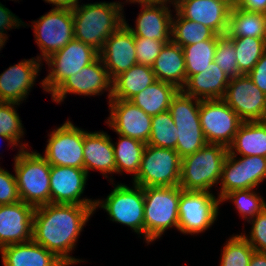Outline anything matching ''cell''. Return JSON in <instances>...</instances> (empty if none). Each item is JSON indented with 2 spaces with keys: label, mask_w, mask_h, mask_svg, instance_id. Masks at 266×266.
Segmentation results:
<instances>
[{
  "label": "cell",
  "mask_w": 266,
  "mask_h": 266,
  "mask_svg": "<svg viewBox=\"0 0 266 266\" xmlns=\"http://www.w3.org/2000/svg\"><path fill=\"white\" fill-rule=\"evenodd\" d=\"M32 23L35 40L42 54L37 58L41 62L74 39L72 9L52 8Z\"/></svg>",
  "instance_id": "11"
},
{
  "label": "cell",
  "mask_w": 266,
  "mask_h": 266,
  "mask_svg": "<svg viewBox=\"0 0 266 266\" xmlns=\"http://www.w3.org/2000/svg\"><path fill=\"white\" fill-rule=\"evenodd\" d=\"M254 251L242 233L233 235L223 246L220 266H249Z\"/></svg>",
  "instance_id": "37"
},
{
  "label": "cell",
  "mask_w": 266,
  "mask_h": 266,
  "mask_svg": "<svg viewBox=\"0 0 266 266\" xmlns=\"http://www.w3.org/2000/svg\"><path fill=\"white\" fill-rule=\"evenodd\" d=\"M240 74L247 75L266 52V39L255 37L232 38Z\"/></svg>",
  "instance_id": "35"
},
{
  "label": "cell",
  "mask_w": 266,
  "mask_h": 266,
  "mask_svg": "<svg viewBox=\"0 0 266 266\" xmlns=\"http://www.w3.org/2000/svg\"><path fill=\"white\" fill-rule=\"evenodd\" d=\"M230 5L232 8L236 7L239 0H221Z\"/></svg>",
  "instance_id": "51"
},
{
  "label": "cell",
  "mask_w": 266,
  "mask_h": 266,
  "mask_svg": "<svg viewBox=\"0 0 266 266\" xmlns=\"http://www.w3.org/2000/svg\"><path fill=\"white\" fill-rule=\"evenodd\" d=\"M221 200L208 191H185L180 188L178 231L198 234L215 223Z\"/></svg>",
  "instance_id": "9"
},
{
  "label": "cell",
  "mask_w": 266,
  "mask_h": 266,
  "mask_svg": "<svg viewBox=\"0 0 266 266\" xmlns=\"http://www.w3.org/2000/svg\"><path fill=\"white\" fill-rule=\"evenodd\" d=\"M174 18L176 19L174 20ZM174 18H172L171 41L180 47L210 40L217 35L209 27L183 18L177 11Z\"/></svg>",
  "instance_id": "33"
},
{
  "label": "cell",
  "mask_w": 266,
  "mask_h": 266,
  "mask_svg": "<svg viewBox=\"0 0 266 266\" xmlns=\"http://www.w3.org/2000/svg\"><path fill=\"white\" fill-rule=\"evenodd\" d=\"M254 190H235L229 192L221 199V202L230 199L229 201L235 204L241 217L249 221L266 207L263 197L259 196Z\"/></svg>",
  "instance_id": "38"
},
{
  "label": "cell",
  "mask_w": 266,
  "mask_h": 266,
  "mask_svg": "<svg viewBox=\"0 0 266 266\" xmlns=\"http://www.w3.org/2000/svg\"><path fill=\"white\" fill-rule=\"evenodd\" d=\"M14 157V171L20 200L34 207L50 204L51 165L36 151L29 152L20 144Z\"/></svg>",
  "instance_id": "3"
},
{
  "label": "cell",
  "mask_w": 266,
  "mask_h": 266,
  "mask_svg": "<svg viewBox=\"0 0 266 266\" xmlns=\"http://www.w3.org/2000/svg\"><path fill=\"white\" fill-rule=\"evenodd\" d=\"M175 11L183 18L212 29L217 35L228 30L231 6L221 0H175Z\"/></svg>",
  "instance_id": "21"
},
{
  "label": "cell",
  "mask_w": 266,
  "mask_h": 266,
  "mask_svg": "<svg viewBox=\"0 0 266 266\" xmlns=\"http://www.w3.org/2000/svg\"><path fill=\"white\" fill-rule=\"evenodd\" d=\"M216 35L210 40H204L197 44L182 47L185 57L186 80L189 76L202 73L215 58L217 39Z\"/></svg>",
  "instance_id": "34"
},
{
  "label": "cell",
  "mask_w": 266,
  "mask_h": 266,
  "mask_svg": "<svg viewBox=\"0 0 266 266\" xmlns=\"http://www.w3.org/2000/svg\"><path fill=\"white\" fill-rule=\"evenodd\" d=\"M35 207L19 201L0 205V249L32 240Z\"/></svg>",
  "instance_id": "20"
},
{
  "label": "cell",
  "mask_w": 266,
  "mask_h": 266,
  "mask_svg": "<svg viewBox=\"0 0 266 266\" xmlns=\"http://www.w3.org/2000/svg\"><path fill=\"white\" fill-rule=\"evenodd\" d=\"M111 137L102 132H87L84 135V169L99 170L104 177L116 173L115 156ZM107 175V176H106Z\"/></svg>",
  "instance_id": "24"
},
{
  "label": "cell",
  "mask_w": 266,
  "mask_h": 266,
  "mask_svg": "<svg viewBox=\"0 0 266 266\" xmlns=\"http://www.w3.org/2000/svg\"><path fill=\"white\" fill-rule=\"evenodd\" d=\"M158 81L174 85L181 90L186 83L185 57L182 47L170 41L165 44L152 65Z\"/></svg>",
  "instance_id": "27"
},
{
  "label": "cell",
  "mask_w": 266,
  "mask_h": 266,
  "mask_svg": "<svg viewBox=\"0 0 266 266\" xmlns=\"http://www.w3.org/2000/svg\"><path fill=\"white\" fill-rule=\"evenodd\" d=\"M181 158L173 149L146 144L140 170L133 183L140 187L179 186Z\"/></svg>",
  "instance_id": "7"
},
{
  "label": "cell",
  "mask_w": 266,
  "mask_h": 266,
  "mask_svg": "<svg viewBox=\"0 0 266 266\" xmlns=\"http://www.w3.org/2000/svg\"><path fill=\"white\" fill-rule=\"evenodd\" d=\"M3 266H67L53 252L33 240L0 249Z\"/></svg>",
  "instance_id": "26"
},
{
  "label": "cell",
  "mask_w": 266,
  "mask_h": 266,
  "mask_svg": "<svg viewBox=\"0 0 266 266\" xmlns=\"http://www.w3.org/2000/svg\"><path fill=\"white\" fill-rule=\"evenodd\" d=\"M95 205L50 203L35 207L32 240L53 252L67 266L84 260L70 256Z\"/></svg>",
  "instance_id": "1"
},
{
  "label": "cell",
  "mask_w": 266,
  "mask_h": 266,
  "mask_svg": "<svg viewBox=\"0 0 266 266\" xmlns=\"http://www.w3.org/2000/svg\"><path fill=\"white\" fill-rule=\"evenodd\" d=\"M177 127L169 111L152 116L151 134L148 145L176 149Z\"/></svg>",
  "instance_id": "36"
},
{
  "label": "cell",
  "mask_w": 266,
  "mask_h": 266,
  "mask_svg": "<svg viewBox=\"0 0 266 266\" xmlns=\"http://www.w3.org/2000/svg\"><path fill=\"white\" fill-rule=\"evenodd\" d=\"M228 148L207 143L195 153L181 159L179 186L185 191H208L220 182Z\"/></svg>",
  "instance_id": "4"
},
{
  "label": "cell",
  "mask_w": 266,
  "mask_h": 266,
  "mask_svg": "<svg viewBox=\"0 0 266 266\" xmlns=\"http://www.w3.org/2000/svg\"><path fill=\"white\" fill-rule=\"evenodd\" d=\"M253 83L266 95V52L247 74Z\"/></svg>",
  "instance_id": "44"
},
{
  "label": "cell",
  "mask_w": 266,
  "mask_h": 266,
  "mask_svg": "<svg viewBox=\"0 0 266 266\" xmlns=\"http://www.w3.org/2000/svg\"><path fill=\"white\" fill-rule=\"evenodd\" d=\"M129 1L130 3H172L174 4L175 0H126V2Z\"/></svg>",
  "instance_id": "49"
},
{
  "label": "cell",
  "mask_w": 266,
  "mask_h": 266,
  "mask_svg": "<svg viewBox=\"0 0 266 266\" xmlns=\"http://www.w3.org/2000/svg\"><path fill=\"white\" fill-rule=\"evenodd\" d=\"M108 91L109 100L112 97V80L100 57L91 64L84 66L76 75L69 76L52 93V100L62 102L66 94L84 96L100 95Z\"/></svg>",
  "instance_id": "16"
},
{
  "label": "cell",
  "mask_w": 266,
  "mask_h": 266,
  "mask_svg": "<svg viewBox=\"0 0 266 266\" xmlns=\"http://www.w3.org/2000/svg\"><path fill=\"white\" fill-rule=\"evenodd\" d=\"M237 7L250 12L266 14V0H239Z\"/></svg>",
  "instance_id": "46"
},
{
  "label": "cell",
  "mask_w": 266,
  "mask_h": 266,
  "mask_svg": "<svg viewBox=\"0 0 266 266\" xmlns=\"http://www.w3.org/2000/svg\"><path fill=\"white\" fill-rule=\"evenodd\" d=\"M144 236L150 243L168 228L178 230L180 186L144 187Z\"/></svg>",
  "instance_id": "5"
},
{
  "label": "cell",
  "mask_w": 266,
  "mask_h": 266,
  "mask_svg": "<svg viewBox=\"0 0 266 266\" xmlns=\"http://www.w3.org/2000/svg\"><path fill=\"white\" fill-rule=\"evenodd\" d=\"M230 79L215 61L202 73L189 76L181 91L199 100L223 99Z\"/></svg>",
  "instance_id": "25"
},
{
  "label": "cell",
  "mask_w": 266,
  "mask_h": 266,
  "mask_svg": "<svg viewBox=\"0 0 266 266\" xmlns=\"http://www.w3.org/2000/svg\"><path fill=\"white\" fill-rule=\"evenodd\" d=\"M137 64L151 66L161 52L165 43L143 37H134Z\"/></svg>",
  "instance_id": "41"
},
{
  "label": "cell",
  "mask_w": 266,
  "mask_h": 266,
  "mask_svg": "<svg viewBox=\"0 0 266 266\" xmlns=\"http://www.w3.org/2000/svg\"><path fill=\"white\" fill-rule=\"evenodd\" d=\"M200 102L201 100L188 96L181 90L171 100L168 111L178 130L175 151L181 159L207 144L199 118Z\"/></svg>",
  "instance_id": "6"
},
{
  "label": "cell",
  "mask_w": 266,
  "mask_h": 266,
  "mask_svg": "<svg viewBox=\"0 0 266 266\" xmlns=\"http://www.w3.org/2000/svg\"><path fill=\"white\" fill-rule=\"evenodd\" d=\"M55 5L56 9H73L79 2L78 0H44Z\"/></svg>",
  "instance_id": "47"
},
{
  "label": "cell",
  "mask_w": 266,
  "mask_h": 266,
  "mask_svg": "<svg viewBox=\"0 0 266 266\" xmlns=\"http://www.w3.org/2000/svg\"><path fill=\"white\" fill-rule=\"evenodd\" d=\"M7 38L8 37L6 34L0 33V50L3 47V45H5L4 43L7 40Z\"/></svg>",
  "instance_id": "52"
},
{
  "label": "cell",
  "mask_w": 266,
  "mask_h": 266,
  "mask_svg": "<svg viewBox=\"0 0 266 266\" xmlns=\"http://www.w3.org/2000/svg\"><path fill=\"white\" fill-rule=\"evenodd\" d=\"M249 266H266V253L254 251Z\"/></svg>",
  "instance_id": "48"
},
{
  "label": "cell",
  "mask_w": 266,
  "mask_h": 266,
  "mask_svg": "<svg viewBox=\"0 0 266 266\" xmlns=\"http://www.w3.org/2000/svg\"><path fill=\"white\" fill-rule=\"evenodd\" d=\"M25 25L22 20L18 19L8 8L0 2V33L6 34L4 31L10 28L21 27Z\"/></svg>",
  "instance_id": "45"
},
{
  "label": "cell",
  "mask_w": 266,
  "mask_h": 266,
  "mask_svg": "<svg viewBox=\"0 0 266 266\" xmlns=\"http://www.w3.org/2000/svg\"><path fill=\"white\" fill-rule=\"evenodd\" d=\"M119 135L118 143H113L116 173L133 174L135 178L140 170L143 151L146 147V143L136 139H132L128 136Z\"/></svg>",
  "instance_id": "32"
},
{
  "label": "cell",
  "mask_w": 266,
  "mask_h": 266,
  "mask_svg": "<svg viewBox=\"0 0 266 266\" xmlns=\"http://www.w3.org/2000/svg\"><path fill=\"white\" fill-rule=\"evenodd\" d=\"M105 200H96V208H103L110 220L133 229L144 236V195L143 187L133 183V188L125 184L114 185Z\"/></svg>",
  "instance_id": "8"
},
{
  "label": "cell",
  "mask_w": 266,
  "mask_h": 266,
  "mask_svg": "<svg viewBox=\"0 0 266 266\" xmlns=\"http://www.w3.org/2000/svg\"><path fill=\"white\" fill-rule=\"evenodd\" d=\"M19 201L16 177L0 167V205L13 204Z\"/></svg>",
  "instance_id": "43"
},
{
  "label": "cell",
  "mask_w": 266,
  "mask_h": 266,
  "mask_svg": "<svg viewBox=\"0 0 266 266\" xmlns=\"http://www.w3.org/2000/svg\"><path fill=\"white\" fill-rule=\"evenodd\" d=\"M223 100L243 122L266 121V95L248 75L230 79Z\"/></svg>",
  "instance_id": "15"
},
{
  "label": "cell",
  "mask_w": 266,
  "mask_h": 266,
  "mask_svg": "<svg viewBox=\"0 0 266 266\" xmlns=\"http://www.w3.org/2000/svg\"><path fill=\"white\" fill-rule=\"evenodd\" d=\"M15 105L19 104L0 102V134L10 137L18 145L24 131Z\"/></svg>",
  "instance_id": "40"
},
{
  "label": "cell",
  "mask_w": 266,
  "mask_h": 266,
  "mask_svg": "<svg viewBox=\"0 0 266 266\" xmlns=\"http://www.w3.org/2000/svg\"><path fill=\"white\" fill-rule=\"evenodd\" d=\"M156 81L151 66L135 64L112 81L111 99L131 100Z\"/></svg>",
  "instance_id": "29"
},
{
  "label": "cell",
  "mask_w": 266,
  "mask_h": 266,
  "mask_svg": "<svg viewBox=\"0 0 266 266\" xmlns=\"http://www.w3.org/2000/svg\"><path fill=\"white\" fill-rule=\"evenodd\" d=\"M199 118L207 143L226 148L243 122L223 99L201 100Z\"/></svg>",
  "instance_id": "12"
},
{
  "label": "cell",
  "mask_w": 266,
  "mask_h": 266,
  "mask_svg": "<svg viewBox=\"0 0 266 266\" xmlns=\"http://www.w3.org/2000/svg\"><path fill=\"white\" fill-rule=\"evenodd\" d=\"M99 57L112 81L137 64L134 35L125 24L105 41Z\"/></svg>",
  "instance_id": "19"
},
{
  "label": "cell",
  "mask_w": 266,
  "mask_h": 266,
  "mask_svg": "<svg viewBox=\"0 0 266 266\" xmlns=\"http://www.w3.org/2000/svg\"><path fill=\"white\" fill-rule=\"evenodd\" d=\"M226 34L231 38L266 39V14L231 8Z\"/></svg>",
  "instance_id": "31"
},
{
  "label": "cell",
  "mask_w": 266,
  "mask_h": 266,
  "mask_svg": "<svg viewBox=\"0 0 266 266\" xmlns=\"http://www.w3.org/2000/svg\"><path fill=\"white\" fill-rule=\"evenodd\" d=\"M98 57L99 52L96 49L72 39L62 49L45 59L51 70L41 82L43 89L51 94L69 76L76 75Z\"/></svg>",
  "instance_id": "10"
},
{
  "label": "cell",
  "mask_w": 266,
  "mask_h": 266,
  "mask_svg": "<svg viewBox=\"0 0 266 266\" xmlns=\"http://www.w3.org/2000/svg\"><path fill=\"white\" fill-rule=\"evenodd\" d=\"M233 39L227 34L217 39L214 61L229 79L240 74Z\"/></svg>",
  "instance_id": "39"
},
{
  "label": "cell",
  "mask_w": 266,
  "mask_h": 266,
  "mask_svg": "<svg viewBox=\"0 0 266 266\" xmlns=\"http://www.w3.org/2000/svg\"><path fill=\"white\" fill-rule=\"evenodd\" d=\"M108 103L111 112L107 125L117 134L147 144L151 134L152 116L130 100L110 99Z\"/></svg>",
  "instance_id": "17"
},
{
  "label": "cell",
  "mask_w": 266,
  "mask_h": 266,
  "mask_svg": "<svg viewBox=\"0 0 266 266\" xmlns=\"http://www.w3.org/2000/svg\"><path fill=\"white\" fill-rule=\"evenodd\" d=\"M227 155L223 164L220 193L221 200L226 194L235 190L255 189L266 178V157Z\"/></svg>",
  "instance_id": "14"
},
{
  "label": "cell",
  "mask_w": 266,
  "mask_h": 266,
  "mask_svg": "<svg viewBox=\"0 0 266 266\" xmlns=\"http://www.w3.org/2000/svg\"><path fill=\"white\" fill-rule=\"evenodd\" d=\"M248 223L252 224L250 236L244 233L243 237L255 251L266 253V207Z\"/></svg>",
  "instance_id": "42"
},
{
  "label": "cell",
  "mask_w": 266,
  "mask_h": 266,
  "mask_svg": "<svg viewBox=\"0 0 266 266\" xmlns=\"http://www.w3.org/2000/svg\"><path fill=\"white\" fill-rule=\"evenodd\" d=\"M87 132L68 119L50 133L43 157L51 166L84 169L83 142Z\"/></svg>",
  "instance_id": "13"
},
{
  "label": "cell",
  "mask_w": 266,
  "mask_h": 266,
  "mask_svg": "<svg viewBox=\"0 0 266 266\" xmlns=\"http://www.w3.org/2000/svg\"><path fill=\"white\" fill-rule=\"evenodd\" d=\"M88 174L85 169L51 166L50 203L95 205L96 200L82 198Z\"/></svg>",
  "instance_id": "18"
},
{
  "label": "cell",
  "mask_w": 266,
  "mask_h": 266,
  "mask_svg": "<svg viewBox=\"0 0 266 266\" xmlns=\"http://www.w3.org/2000/svg\"><path fill=\"white\" fill-rule=\"evenodd\" d=\"M228 153L266 157V121L242 122L228 147Z\"/></svg>",
  "instance_id": "28"
},
{
  "label": "cell",
  "mask_w": 266,
  "mask_h": 266,
  "mask_svg": "<svg viewBox=\"0 0 266 266\" xmlns=\"http://www.w3.org/2000/svg\"><path fill=\"white\" fill-rule=\"evenodd\" d=\"M0 137L2 138V139H4V140H6V141H8L9 143H8V145L10 144L11 146H18L10 137H7V136H5V135H2V134H0Z\"/></svg>",
  "instance_id": "50"
},
{
  "label": "cell",
  "mask_w": 266,
  "mask_h": 266,
  "mask_svg": "<svg viewBox=\"0 0 266 266\" xmlns=\"http://www.w3.org/2000/svg\"><path fill=\"white\" fill-rule=\"evenodd\" d=\"M40 64L38 58L24 59L1 73L0 102L20 104L27 98L41 69Z\"/></svg>",
  "instance_id": "22"
},
{
  "label": "cell",
  "mask_w": 266,
  "mask_h": 266,
  "mask_svg": "<svg viewBox=\"0 0 266 266\" xmlns=\"http://www.w3.org/2000/svg\"><path fill=\"white\" fill-rule=\"evenodd\" d=\"M179 91L174 85L156 81L135 95L130 101L146 114L155 116L169 110L172 98Z\"/></svg>",
  "instance_id": "30"
},
{
  "label": "cell",
  "mask_w": 266,
  "mask_h": 266,
  "mask_svg": "<svg viewBox=\"0 0 266 266\" xmlns=\"http://www.w3.org/2000/svg\"><path fill=\"white\" fill-rule=\"evenodd\" d=\"M121 2H100L76 5L72 9L74 38L98 52L105 41L124 24Z\"/></svg>",
  "instance_id": "2"
},
{
  "label": "cell",
  "mask_w": 266,
  "mask_h": 266,
  "mask_svg": "<svg viewBox=\"0 0 266 266\" xmlns=\"http://www.w3.org/2000/svg\"><path fill=\"white\" fill-rule=\"evenodd\" d=\"M142 10L132 28L124 19V24L134 37H143L168 44L171 41L172 14L167 3H140Z\"/></svg>",
  "instance_id": "23"
}]
</instances>
